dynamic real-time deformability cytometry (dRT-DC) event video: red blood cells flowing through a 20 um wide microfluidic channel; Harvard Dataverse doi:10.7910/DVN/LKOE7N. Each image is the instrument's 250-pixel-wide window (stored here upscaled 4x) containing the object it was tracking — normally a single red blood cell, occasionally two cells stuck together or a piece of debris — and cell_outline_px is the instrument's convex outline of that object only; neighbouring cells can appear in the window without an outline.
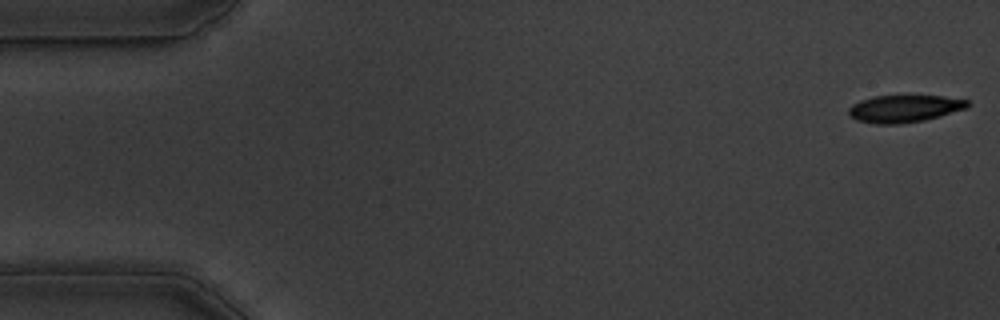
{"species": "common noctule bat (a hibernating species)", "species_latin": "Nyctalus noctula", "temperature_condition": "warm", "stored_images_in_passage": 15, "camera_frame_rate_fps": 3000, "um_per_image_px": 0.085, "animal": {"sex": "male", "body_mass_g": 19.5, "forearm_length_mm": 54.6}, "frame": {"image": 1, "passage_image": 1, "time_ms": 0.0, "image_size_px": [1000, 320], "cell_outline_px": [[972, 104], [968, 108], [940, 116], [924, 120], [900, 124], [876, 124], [856, 120], [848, 112], [848, 108], [852, 104], [860, 100], [872, 96], [944, 96], [968, 100]], "centroid_in_image_um": [76.89, 9.23], "position_along_channel_um": 8.1, "area_um2": 19.02}}
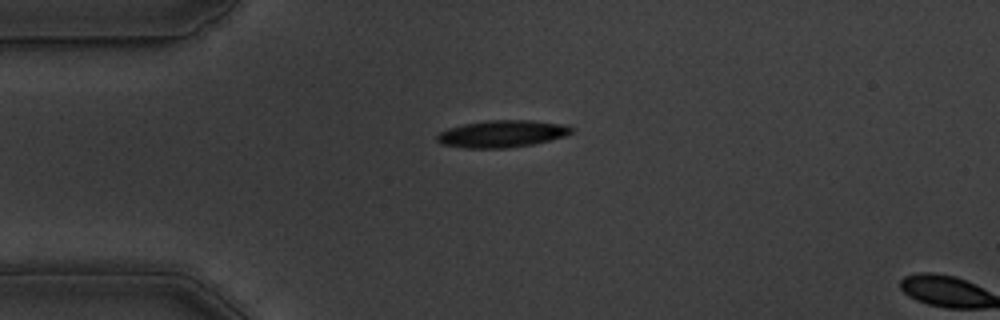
{"frame": {"image": 2, "passage_image": 13, "time_ms": 4.0, "image_size_px": [1000, 320], "cell_outline_px": [[576, 132], [564, 136], [532, 144], [508, 148], [464, 148], [440, 144], [436, 140], [436, 136], [440, 132], [448, 128], [464, 124], [488, 120], [532, 120], [568, 124], [576, 128]], "centroid_in_image_um": [42.72, 11.36], "position_along_channel_um": 42.3, "area_um2": 21.5}}